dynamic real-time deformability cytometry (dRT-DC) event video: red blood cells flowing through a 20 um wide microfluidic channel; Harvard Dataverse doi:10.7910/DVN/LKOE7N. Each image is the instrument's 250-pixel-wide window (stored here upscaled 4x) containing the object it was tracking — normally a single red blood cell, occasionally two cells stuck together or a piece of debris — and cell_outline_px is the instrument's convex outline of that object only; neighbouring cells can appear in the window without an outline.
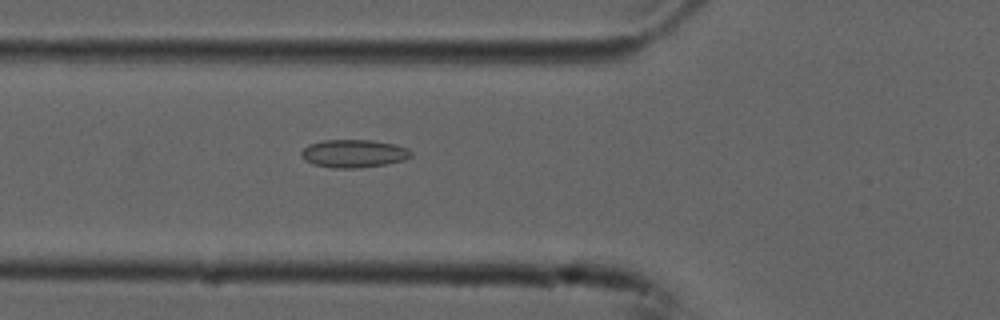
{"species": "common noctule bat (a hibernating species)", "species_latin": "Nyctalus noctula", "temperature_condition": "cold", "stored_images_in_passage": 53, "camera_frame_rate_fps": 3000, "um_per_image_px": 0.085, "animal": {"sex": "male", "forearm_length_mm": 52.5}, "frame": {"image": 1, "passage_image": 18, "time_ms": 5.667, "image_size_px": [1000, 320], "cell_outline_px": [[412, 156], [404, 160], [384, 164], [360, 168], [332, 168], [312, 164], [304, 160], [300, 156], [300, 152], [308, 144], [324, 140], [372, 140], [396, 144], [408, 148], [412, 152]], "centroid_in_image_um": [30.05, 13.05], "position_along_channel_um": 95.7, "area_um2": 18.09}}
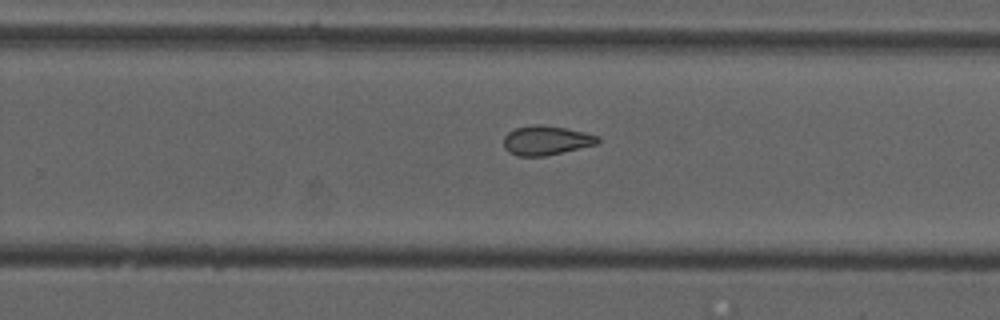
{"frame": {"image": 2, "passage_image": 33, "time_ms": 10.667, "image_size_px": [1000, 320], "cell_outline_px": [[600, 144], [544, 156], [516, 156], [508, 152], [504, 148], [504, 136], [508, 132], [516, 128], [532, 124], [540, 124], [564, 128], [584, 132], [600, 136]], "centroid_in_image_um": [46.44, 11.94], "position_along_channel_um": 283.4, "area_um2": 16.24}}
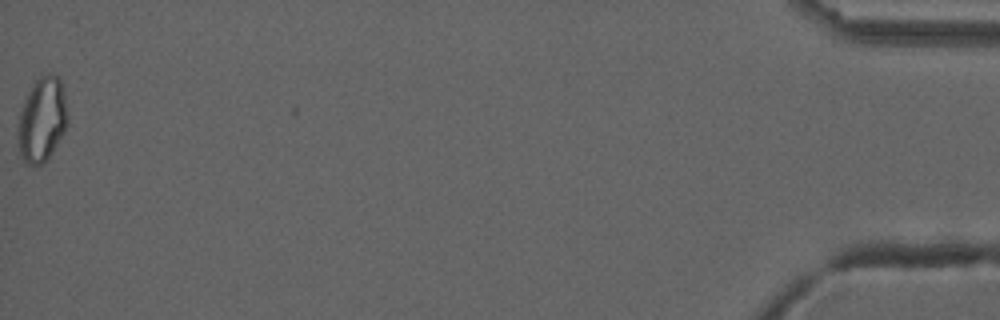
{"frame": {"image": 3, "passage_image": 53, "time_ms": 17.333, "image_size_px": [1000, 320], "cell_outline_px": [[68, 124], [64, 132], [52, 152], [44, 164], [24, 164], [20, 156], [20, 112], [28, 92], [36, 80], [40, 76], [48, 72], [52, 72], [60, 76], [68, 116]], "centroid_in_image_um": [3.62, 10.14], "position_along_channel_um": 431.6, "area_um2": 24.16}, "authors_computed_cell_mechanics": {"area_um2": 18.3226, "velocity_mm_per_s": 3.7586, "shape_relaxation_time_tau1_ms": null, "shape_relaxation_time_tau2_ms": 2.0796, "deformation_change_tau1": null, "deformation_change_tau2": 0.0723}}